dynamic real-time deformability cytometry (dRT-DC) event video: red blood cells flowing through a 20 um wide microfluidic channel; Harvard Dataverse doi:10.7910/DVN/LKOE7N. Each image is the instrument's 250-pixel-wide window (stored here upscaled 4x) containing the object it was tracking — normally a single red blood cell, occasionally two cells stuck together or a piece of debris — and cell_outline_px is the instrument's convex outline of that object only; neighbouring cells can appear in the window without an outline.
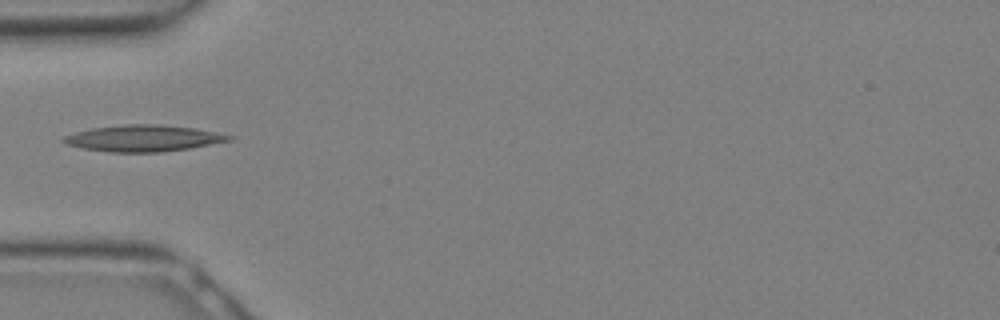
{"species": "Egyptian fruit bat (a non-hibernating species)", "species_latin": "Rousettus aegyptiacus", "temperature_condition": "warm", "stored_images_in_passage": 2, "camera_frame_rate_fps": 3000, "um_per_image_px": 0.085, "animal": {"sex": "female"}, "frame": {"image": 1, "passage_image": 1, "time_ms": 0.0, "image_size_px": [1000, 320], "cell_outline_px": [[236, 136], [232, 140], [192, 148], [160, 152], [112, 152], [84, 148], [68, 144], [60, 140], [64, 136], [76, 132], [92, 128], [128, 124], [160, 124], [196, 128]], "centroid_in_image_um": [12.25, 11.75], "position_along_channel_um": 72.7, "area_um2": 25.43}}